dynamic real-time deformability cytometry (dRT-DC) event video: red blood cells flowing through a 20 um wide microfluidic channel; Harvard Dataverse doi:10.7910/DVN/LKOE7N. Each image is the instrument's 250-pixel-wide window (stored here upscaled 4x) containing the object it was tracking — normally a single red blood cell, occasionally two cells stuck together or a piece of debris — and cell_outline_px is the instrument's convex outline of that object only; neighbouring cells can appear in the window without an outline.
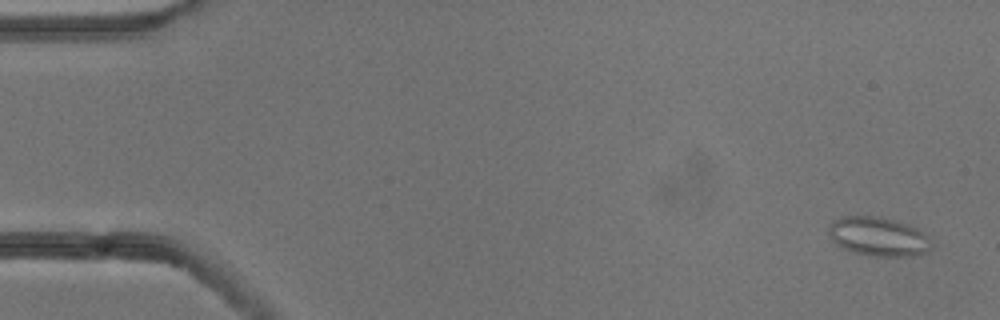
{"species": "common noctule bat (a hibernating species)", "species_latin": "Nyctalus noctula", "temperature_condition": "cold", "stored_images_in_passage": 55, "camera_frame_rate_fps": 3000, "um_per_image_px": 0.085, "animal": {"sex": "male", "body_mass_g": 13.3}, "frame": {"image": 1, "passage_image": 3, "time_ms": 0.667, "image_size_px": [1000, 320], "cell_outline_px": [[932, 248], [928, 252], [916, 256], [872, 256], [852, 252], [836, 244], [832, 240], [828, 224], [832, 220], [840, 216], [880, 216], [908, 224], [916, 228], [928, 236], [932, 244]], "centroid_in_image_um": [74.67, 20.11], "position_along_channel_um": 10.3, "area_um2": 23.64}}
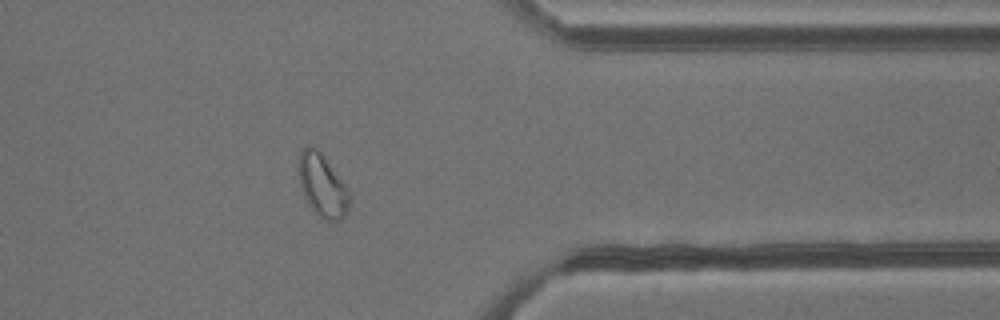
{"frame": {"image": 2, "passage_image": 44, "time_ms": 14.333, "image_size_px": [1000, 320], "cell_outline_px": [[348, 212], [340, 220], [324, 220], [316, 216], [308, 204], [304, 196], [300, 184], [300, 152], [308, 144], [316, 148], [324, 156], [348, 192]], "centroid_in_image_um": [27.38, 15.81], "position_along_channel_um": 384.0, "area_um2": 17.98}}
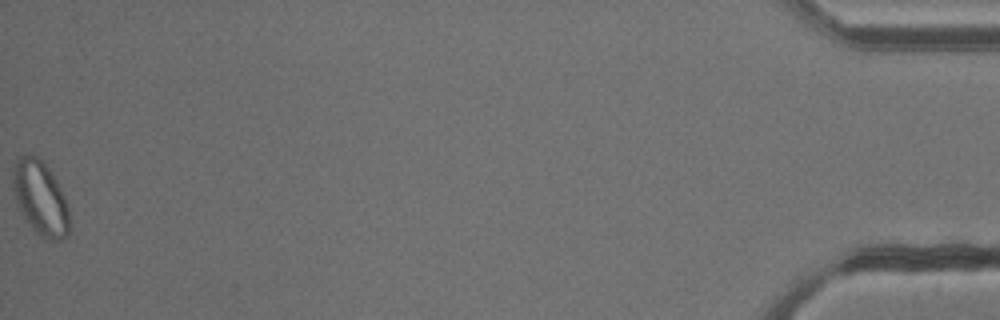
{"frame": {"image": 3, "passage_image": 55, "time_ms": 18.0, "image_size_px": [1000, 320], "cell_outline_px": [[68, 236], [60, 240], [52, 240], [40, 236], [32, 228], [16, 204], [12, 180], [12, 172], [16, 160], [20, 156], [32, 152], [44, 160], [52, 172], [64, 196], [68, 208]], "centroid_in_image_um": [3.41, 16.77], "position_along_channel_um": 431.8, "area_um2": 24.57}, "authors_computed_cell_mechanics": {"area_um2": 17.918, "velocity_mm_per_s": 3.7994, "shape_relaxation_time_tau1_ms": null, "shape_relaxation_time_tau2_ms": 1.8323, "deformation_change_tau1": null, "deformation_change_tau2": 0.0477}}